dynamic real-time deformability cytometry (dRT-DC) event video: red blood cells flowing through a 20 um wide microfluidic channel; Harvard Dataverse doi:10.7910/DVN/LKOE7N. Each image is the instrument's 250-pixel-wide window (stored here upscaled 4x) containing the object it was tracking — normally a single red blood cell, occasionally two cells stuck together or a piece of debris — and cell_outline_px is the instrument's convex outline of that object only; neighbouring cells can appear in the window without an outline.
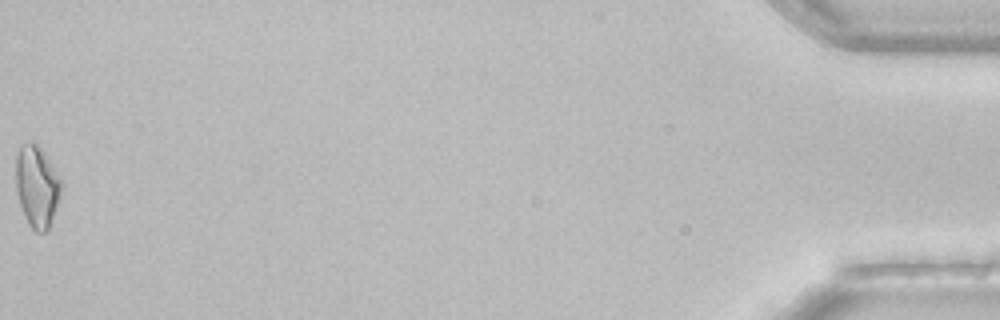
{"species": "common noctule bat (a hibernating species)", "species_latin": "Nyctalus noctula", "temperature_condition": "room temperature", "stored_images_in_passage": 38, "camera_frame_rate_fps": 3000, "um_per_image_px": 0.085, "animal": {"sex": "female", "body_mass_g": 22.7, "forearm_length_mm": 54.2}, "frame": {"image": 1, "passage_image": 38, "time_ms": 12.333, "image_size_px": [1000, 320], "cell_outline_px": [[64, 184], [48, 232], [36, 232], [28, 224], [24, 216], [16, 192], [16, 152], [20, 144], [36, 144], [40, 148]], "centroid_in_image_um": [3.14, 15.89], "position_along_channel_um": 432.1, "area_um2": 21.56}, "authors_computed_cell_mechanics": {"area_um2": 19.7387, "velocity_mm_per_s": 4.0883, "shape_relaxation_time_tau1_ms": null, "shape_relaxation_time_tau2_ms": 3.5766, "deformation_change_tau1": null, "deformation_change_tau2": 0.0929}}